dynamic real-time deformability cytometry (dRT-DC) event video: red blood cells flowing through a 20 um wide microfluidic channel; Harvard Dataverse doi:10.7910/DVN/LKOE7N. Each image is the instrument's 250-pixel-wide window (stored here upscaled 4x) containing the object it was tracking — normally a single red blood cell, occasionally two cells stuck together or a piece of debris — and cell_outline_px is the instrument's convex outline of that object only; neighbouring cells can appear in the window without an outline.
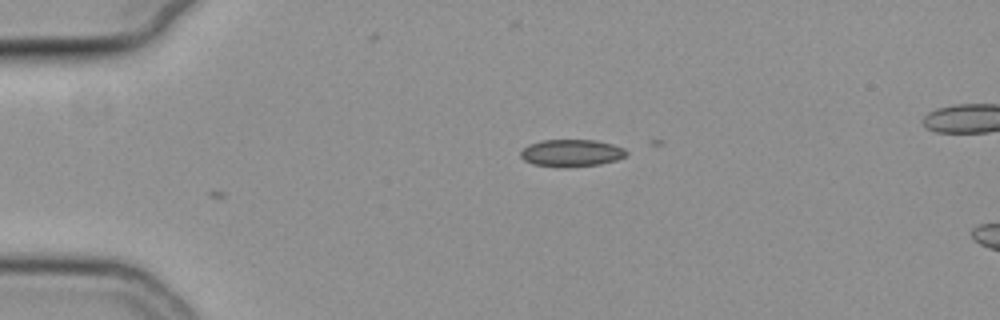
{"species": "common noctule bat (a hibernating species)", "species_latin": "Nyctalus noctula", "temperature_condition": "cold", "stored_images_in_passage": 2, "camera_frame_rate_fps": 3000, "um_per_image_px": 0.085, "animal": {"sex": "female", "body_mass_g": 19.3, "forearm_length_mm": 54.1}, "frame": {"image": 1, "passage_image": 2, "time_ms": 0.333, "image_size_px": [1000, 320], "cell_outline_px": [[628, 156], [616, 160], [600, 164], [564, 168], [560, 168], [532, 164], [524, 160], [520, 156], [520, 152], [528, 144], [544, 140], [596, 140], [612, 144], [624, 148], [628, 152]], "centroid_in_image_um": [48.58, 13.02], "position_along_channel_um": 36.4, "area_um2": 16.99}}